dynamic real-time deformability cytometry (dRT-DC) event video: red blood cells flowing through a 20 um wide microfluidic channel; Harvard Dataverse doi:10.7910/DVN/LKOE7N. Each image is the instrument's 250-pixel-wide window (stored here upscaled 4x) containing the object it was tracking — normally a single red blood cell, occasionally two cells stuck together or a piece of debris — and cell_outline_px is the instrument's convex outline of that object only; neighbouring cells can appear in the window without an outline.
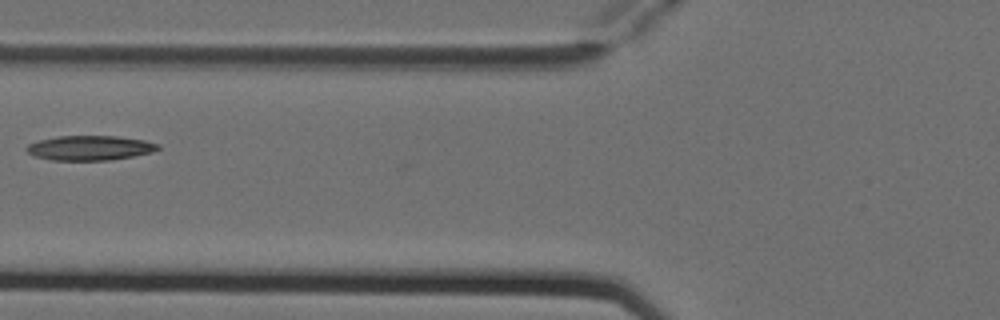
{"species": "Egyptian fruit bat (a non-hibernating species)", "species_latin": "Rousettus aegyptiacus", "temperature_condition": "cold", "stored_images_in_passage": 4, "camera_frame_rate_fps": 3000, "um_per_image_px": 0.085, "animal": {"sex": "female"}, "frame": {"image": 1, "passage_image": 4, "time_ms": 1.0, "image_size_px": [1000, 320], "cell_outline_px": [[160, 148], [152, 152], [112, 160], [52, 160], [36, 156], [28, 152], [24, 148], [28, 144], [40, 140], [56, 136], [116, 136], [144, 140], [160, 144]], "centroid_in_image_um": [7.65, 12.57], "position_along_channel_um": 118.2, "area_um2": 18.84}}